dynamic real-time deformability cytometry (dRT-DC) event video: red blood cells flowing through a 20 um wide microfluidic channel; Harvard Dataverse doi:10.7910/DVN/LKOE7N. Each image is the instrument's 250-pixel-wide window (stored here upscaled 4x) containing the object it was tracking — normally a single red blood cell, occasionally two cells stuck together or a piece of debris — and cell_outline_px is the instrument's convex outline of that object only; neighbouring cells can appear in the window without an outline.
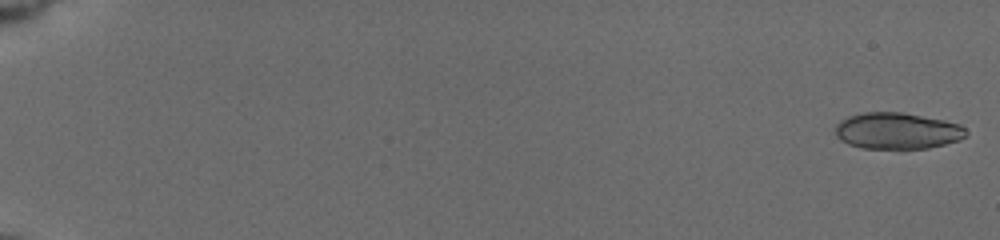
{"species": "common noctule bat (a hibernating species)", "species_latin": "Nyctalus noctula", "temperature_condition": "cold", "stored_images_in_passage": 57, "segment_of_instrument_passage": [1, 2], "camera_frame_rate_fps": 3000, "um_per_image_px": 0.085, "animal": {"sex": "female", "body_mass_g": 19.5, "forearm_length_mm": 54.1}, "frame": {"image": 1, "passage_image": 1, "time_ms": 0.0, "image_size_px": [1000, 240], "cell_outline_px": [[968, 136], [960, 140], [928, 148], [860, 148], [848, 144], [840, 140], [836, 136], [836, 124], [840, 120], [848, 116], [864, 112], [900, 112], [944, 120], [960, 124], [968, 132]], "centroid_in_image_um": [76.26, 11.12], "position_along_channel_um": 8.7, "area_um2": 27.8}}
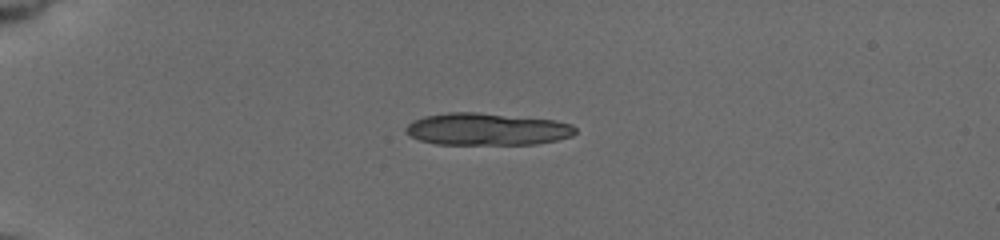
{"frame": {"image": 2, "passage_image": 16, "time_ms": 5.0, "image_size_px": [1000, 240], "cell_outline_px": [[576, 132], [572, 136], [556, 140], [536, 144], [436, 144], [420, 140], [404, 132], [404, 128], [412, 120], [424, 116], [448, 112], [476, 112], [556, 120], [572, 124], [576, 128]], "centroid_in_image_um": [41.38, 10.97], "position_along_channel_um": 43.6, "area_um2": 31.91}}